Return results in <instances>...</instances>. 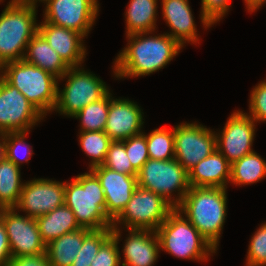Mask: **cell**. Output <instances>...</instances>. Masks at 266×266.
<instances>
[{
    "label": "cell",
    "instance_id": "1",
    "mask_svg": "<svg viewBox=\"0 0 266 266\" xmlns=\"http://www.w3.org/2000/svg\"><path fill=\"white\" fill-rule=\"evenodd\" d=\"M149 34L152 32L127 35V46L114 60L115 77L122 79L150 75L164 68L180 53L182 46L166 33L157 36Z\"/></svg>",
    "mask_w": 266,
    "mask_h": 266
},
{
    "label": "cell",
    "instance_id": "2",
    "mask_svg": "<svg viewBox=\"0 0 266 266\" xmlns=\"http://www.w3.org/2000/svg\"><path fill=\"white\" fill-rule=\"evenodd\" d=\"M227 188L191 187L176 209L218 250L227 215Z\"/></svg>",
    "mask_w": 266,
    "mask_h": 266
},
{
    "label": "cell",
    "instance_id": "3",
    "mask_svg": "<svg viewBox=\"0 0 266 266\" xmlns=\"http://www.w3.org/2000/svg\"><path fill=\"white\" fill-rule=\"evenodd\" d=\"M36 0H11L0 15V68L24 58L38 32Z\"/></svg>",
    "mask_w": 266,
    "mask_h": 266
},
{
    "label": "cell",
    "instance_id": "4",
    "mask_svg": "<svg viewBox=\"0 0 266 266\" xmlns=\"http://www.w3.org/2000/svg\"><path fill=\"white\" fill-rule=\"evenodd\" d=\"M70 182L65 181L64 204L72 210L79 226L89 230L112 228V221L105 214L106 199L97 176L89 170Z\"/></svg>",
    "mask_w": 266,
    "mask_h": 266
},
{
    "label": "cell",
    "instance_id": "5",
    "mask_svg": "<svg viewBox=\"0 0 266 266\" xmlns=\"http://www.w3.org/2000/svg\"><path fill=\"white\" fill-rule=\"evenodd\" d=\"M0 71L44 116L55 109L58 78L24 59L7 63Z\"/></svg>",
    "mask_w": 266,
    "mask_h": 266
},
{
    "label": "cell",
    "instance_id": "6",
    "mask_svg": "<svg viewBox=\"0 0 266 266\" xmlns=\"http://www.w3.org/2000/svg\"><path fill=\"white\" fill-rule=\"evenodd\" d=\"M160 249L176 258L208 261L216 250L188 219L174 208L157 228Z\"/></svg>",
    "mask_w": 266,
    "mask_h": 266
},
{
    "label": "cell",
    "instance_id": "7",
    "mask_svg": "<svg viewBox=\"0 0 266 266\" xmlns=\"http://www.w3.org/2000/svg\"><path fill=\"white\" fill-rule=\"evenodd\" d=\"M137 185L161 195L174 208L182 202L190 188L188 172L175 158L172 160L149 159L138 171ZM176 191L178 193L174 195Z\"/></svg>",
    "mask_w": 266,
    "mask_h": 266
},
{
    "label": "cell",
    "instance_id": "8",
    "mask_svg": "<svg viewBox=\"0 0 266 266\" xmlns=\"http://www.w3.org/2000/svg\"><path fill=\"white\" fill-rule=\"evenodd\" d=\"M67 79L60 90L58 83L57 103L53 111L67 117H74L88 104L103 98L109 88L102 79L84 68L70 67L58 81Z\"/></svg>",
    "mask_w": 266,
    "mask_h": 266
},
{
    "label": "cell",
    "instance_id": "9",
    "mask_svg": "<svg viewBox=\"0 0 266 266\" xmlns=\"http://www.w3.org/2000/svg\"><path fill=\"white\" fill-rule=\"evenodd\" d=\"M174 207L161 195L139 186L112 227L156 231ZM119 224V225H118Z\"/></svg>",
    "mask_w": 266,
    "mask_h": 266
},
{
    "label": "cell",
    "instance_id": "10",
    "mask_svg": "<svg viewBox=\"0 0 266 266\" xmlns=\"http://www.w3.org/2000/svg\"><path fill=\"white\" fill-rule=\"evenodd\" d=\"M44 115L2 76L0 79V133L26 132Z\"/></svg>",
    "mask_w": 266,
    "mask_h": 266
},
{
    "label": "cell",
    "instance_id": "11",
    "mask_svg": "<svg viewBox=\"0 0 266 266\" xmlns=\"http://www.w3.org/2000/svg\"><path fill=\"white\" fill-rule=\"evenodd\" d=\"M175 159L188 172L216 148V134L210 128L192 123L174 127Z\"/></svg>",
    "mask_w": 266,
    "mask_h": 266
},
{
    "label": "cell",
    "instance_id": "12",
    "mask_svg": "<svg viewBox=\"0 0 266 266\" xmlns=\"http://www.w3.org/2000/svg\"><path fill=\"white\" fill-rule=\"evenodd\" d=\"M45 5L44 21L89 34L99 12L98 0H36Z\"/></svg>",
    "mask_w": 266,
    "mask_h": 266
},
{
    "label": "cell",
    "instance_id": "13",
    "mask_svg": "<svg viewBox=\"0 0 266 266\" xmlns=\"http://www.w3.org/2000/svg\"><path fill=\"white\" fill-rule=\"evenodd\" d=\"M0 219L8 235L12 257L46 253L36 218L22 216L16 208H4L0 209Z\"/></svg>",
    "mask_w": 266,
    "mask_h": 266
},
{
    "label": "cell",
    "instance_id": "14",
    "mask_svg": "<svg viewBox=\"0 0 266 266\" xmlns=\"http://www.w3.org/2000/svg\"><path fill=\"white\" fill-rule=\"evenodd\" d=\"M256 122L243 111H235L228 118L221 133L216 134V148L230 164L254 152Z\"/></svg>",
    "mask_w": 266,
    "mask_h": 266
},
{
    "label": "cell",
    "instance_id": "15",
    "mask_svg": "<svg viewBox=\"0 0 266 266\" xmlns=\"http://www.w3.org/2000/svg\"><path fill=\"white\" fill-rule=\"evenodd\" d=\"M65 182L51 179H33L24 182L20 199L15 207L18 212L37 218L64 205Z\"/></svg>",
    "mask_w": 266,
    "mask_h": 266
},
{
    "label": "cell",
    "instance_id": "16",
    "mask_svg": "<svg viewBox=\"0 0 266 266\" xmlns=\"http://www.w3.org/2000/svg\"><path fill=\"white\" fill-rule=\"evenodd\" d=\"M91 171L100 181L106 199L105 214L113 222L137 188V176L122 174L103 165L96 166Z\"/></svg>",
    "mask_w": 266,
    "mask_h": 266
},
{
    "label": "cell",
    "instance_id": "17",
    "mask_svg": "<svg viewBox=\"0 0 266 266\" xmlns=\"http://www.w3.org/2000/svg\"><path fill=\"white\" fill-rule=\"evenodd\" d=\"M110 93L108 117L104 132L112 141H123L142 133V109L129 99H114ZM143 114V115H142Z\"/></svg>",
    "mask_w": 266,
    "mask_h": 266
},
{
    "label": "cell",
    "instance_id": "18",
    "mask_svg": "<svg viewBox=\"0 0 266 266\" xmlns=\"http://www.w3.org/2000/svg\"><path fill=\"white\" fill-rule=\"evenodd\" d=\"M38 32L69 67H82L87 54L82 34L45 21L38 24Z\"/></svg>",
    "mask_w": 266,
    "mask_h": 266
},
{
    "label": "cell",
    "instance_id": "19",
    "mask_svg": "<svg viewBox=\"0 0 266 266\" xmlns=\"http://www.w3.org/2000/svg\"><path fill=\"white\" fill-rule=\"evenodd\" d=\"M162 17L170 27L166 33L182 47L185 43L199 44L196 24L188 0H162Z\"/></svg>",
    "mask_w": 266,
    "mask_h": 266
},
{
    "label": "cell",
    "instance_id": "20",
    "mask_svg": "<svg viewBox=\"0 0 266 266\" xmlns=\"http://www.w3.org/2000/svg\"><path fill=\"white\" fill-rule=\"evenodd\" d=\"M128 237L123 246L122 266H153L160 252L156 231L127 229Z\"/></svg>",
    "mask_w": 266,
    "mask_h": 266
},
{
    "label": "cell",
    "instance_id": "21",
    "mask_svg": "<svg viewBox=\"0 0 266 266\" xmlns=\"http://www.w3.org/2000/svg\"><path fill=\"white\" fill-rule=\"evenodd\" d=\"M230 168L231 164L216 149L188 171L189 185L227 188L230 181Z\"/></svg>",
    "mask_w": 266,
    "mask_h": 266
},
{
    "label": "cell",
    "instance_id": "22",
    "mask_svg": "<svg viewBox=\"0 0 266 266\" xmlns=\"http://www.w3.org/2000/svg\"><path fill=\"white\" fill-rule=\"evenodd\" d=\"M23 59L58 79L70 68L39 32L29 41Z\"/></svg>",
    "mask_w": 266,
    "mask_h": 266
},
{
    "label": "cell",
    "instance_id": "23",
    "mask_svg": "<svg viewBox=\"0 0 266 266\" xmlns=\"http://www.w3.org/2000/svg\"><path fill=\"white\" fill-rule=\"evenodd\" d=\"M39 233L45 245L65 233L73 232L81 227L72 210L65 204L49 213L36 218Z\"/></svg>",
    "mask_w": 266,
    "mask_h": 266
},
{
    "label": "cell",
    "instance_id": "24",
    "mask_svg": "<svg viewBox=\"0 0 266 266\" xmlns=\"http://www.w3.org/2000/svg\"><path fill=\"white\" fill-rule=\"evenodd\" d=\"M91 230L80 228L65 233L46 245V254L51 266H72L73 261L82 248L84 237Z\"/></svg>",
    "mask_w": 266,
    "mask_h": 266
},
{
    "label": "cell",
    "instance_id": "25",
    "mask_svg": "<svg viewBox=\"0 0 266 266\" xmlns=\"http://www.w3.org/2000/svg\"><path fill=\"white\" fill-rule=\"evenodd\" d=\"M158 0H130L127 7L126 36L156 30Z\"/></svg>",
    "mask_w": 266,
    "mask_h": 266
},
{
    "label": "cell",
    "instance_id": "26",
    "mask_svg": "<svg viewBox=\"0 0 266 266\" xmlns=\"http://www.w3.org/2000/svg\"><path fill=\"white\" fill-rule=\"evenodd\" d=\"M23 185L20 167L5 157L0 162V209L17 206Z\"/></svg>",
    "mask_w": 266,
    "mask_h": 266
},
{
    "label": "cell",
    "instance_id": "27",
    "mask_svg": "<svg viewBox=\"0 0 266 266\" xmlns=\"http://www.w3.org/2000/svg\"><path fill=\"white\" fill-rule=\"evenodd\" d=\"M266 177V161L255 151L233 162L230 168V181L236 185H248Z\"/></svg>",
    "mask_w": 266,
    "mask_h": 266
},
{
    "label": "cell",
    "instance_id": "28",
    "mask_svg": "<svg viewBox=\"0 0 266 266\" xmlns=\"http://www.w3.org/2000/svg\"><path fill=\"white\" fill-rule=\"evenodd\" d=\"M110 104V91L101 99L88 104L74 117L81 121L80 131H104Z\"/></svg>",
    "mask_w": 266,
    "mask_h": 266
},
{
    "label": "cell",
    "instance_id": "29",
    "mask_svg": "<svg viewBox=\"0 0 266 266\" xmlns=\"http://www.w3.org/2000/svg\"><path fill=\"white\" fill-rule=\"evenodd\" d=\"M150 159L172 160L175 158L174 128L163 126L145 134Z\"/></svg>",
    "mask_w": 266,
    "mask_h": 266
},
{
    "label": "cell",
    "instance_id": "30",
    "mask_svg": "<svg viewBox=\"0 0 266 266\" xmlns=\"http://www.w3.org/2000/svg\"><path fill=\"white\" fill-rule=\"evenodd\" d=\"M82 151L91 158L89 169L103 164L112 140L104 131H80Z\"/></svg>",
    "mask_w": 266,
    "mask_h": 266
},
{
    "label": "cell",
    "instance_id": "31",
    "mask_svg": "<svg viewBox=\"0 0 266 266\" xmlns=\"http://www.w3.org/2000/svg\"><path fill=\"white\" fill-rule=\"evenodd\" d=\"M112 236L111 228L91 230L83 241L72 266H90L100 247Z\"/></svg>",
    "mask_w": 266,
    "mask_h": 266
},
{
    "label": "cell",
    "instance_id": "32",
    "mask_svg": "<svg viewBox=\"0 0 266 266\" xmlns=\"http://www.w3.org/2000/svg\"><path fill=\"white\" fill-rule=\"evenodd\" d=\"M119 227H112V236L100 247L90 266H121V254L118 247L121 238Z\"/></svg>",
    "mask_w": 266,
    "mask_h": 266
},
{
    "label": "cell",
    "instance_id": "33",
    "mask_svg": "<svg viewBox=\"0 0 266 266\" xmlns=\"http://www.w3.org/2000/svg\"><path fill=\"white\" fill-rule=\"evenodd\" d=\"M103 166L122 174L137 176L138 172L132 167L122 141H112L109 145Z\"/></svg>",
    "mask_w": 266,
    "mask_h": 266
},
{
    "label": "cell",
    "instance_id": "34",
    "mask_svg": "<svg viewBox=\"0 0 266 266\" xmlns=\"http://www.w3.org/2000/svg\"><path fill=\"white\" fill-rule=\"evenodd\" d=\"M28 131L26 132H7L5 136V155L8 160L13 162L16 166H21L25 162H29V157L33 155L32 147L26 142L25 138ZM21 147V148H20ZM24 152V158L18 157V151Z\"/></svg>",
    "mask_w": 266,
    "mask_h": 266
},
{
    "label": "cell",
    "instance_id": "35",
    "mask_svg": "<svg viewBox=\"0 0 266 266\" xmlns=\"http://www.w3.org/2000/svg\"><path fill=\"white\" fill-rule=\"evenodd\" d=\"M122 142L125 145L126 154L132 167L138 172L150 159L147 150L145 133L142 132L138 135L131 136Z\"/></svg>",
    "mask_w": 266,
    "mask_h": 266
},
{
    "label": "cell",
    "instance_id": "36",
    "mask_svg": "<svg viewBox=\"0 0 266 266\" xmlns=\"http://www.w3.org/2000/svg\"><path fill=\"white\" fill-rule=\"evenodd\" d=\"M249 242L246 266H266V222L257 229Z\"/></svg>",
    "mask_w": 266,
    "mask_h": 266
},
{
    "label": "cell",
    "instance_id": "37",
    "mask_svg": "<svg viewBox=\"0 0 266 266\" xmlns=\"http://www.w3.org/2000/svg\"><path fill=\"white\" fill-rule=\"evenodd\" d=\"M230 0H201L200 20L205 29L216 24L229 10Z\"/></svg>",
    "mask_w": 266,
    "mask_h": 266
},
{
    "label": "cell",
    "instance_id": "38",
    "mask_svg": "<svg viewBox=\"0 0 266 266\" xmlns=\"http://www.w3.org/2000/svg\"><path fill=\"white\" fill-rule=\"evenodd\" d=\"M248 114L256 123L266 121V80L261 81L252 89Z\"/></svg>",
    "mask_w": 266,
    "mask_h": 266
},
{
    "label": "cell",
    "instance_id": "39",
    "mask_svg": "<svg viewBox=\"0 0 266 266\" xmlns=\"http://www.w3.org/2000/svg\"><path fill=\"white\" fill-rule=\"evenodd\" d=\"M8 266H51L46 253L12 257Z\"/></svg>",
    "mask_w": 266,
    "mask_h": 266
},
{
    "label": "cell",
    "instance_id": "40",
    "mask_svg": "<svg viewBox=\"0 0 266 266\" xmlns=\"http://www.w3.org/2000/svg\"><path fill=\"white\" fill-rule=\"evenodd\" d=\"M11 249L8 241V235L3 221L0 219V266H8L10 263Z\"/></svg>",
    "mask_w": 266,
    "mask_h": 266
},
{
    "label": "cell",
    "instance_id": "41",
    "mask_svg": "<svg viewBox=\"0 0 266 266\" xmlns=\"http://www.w3.org/2000/svg\"><path fill=\"white\" fill-rule=\"evenodd\" d=\"M244 2L246 3L247 11L252 13L265 4L266 0H244Z\"/></svg>",
    "mask_w": 266,
    "mask_h": 266
},
{
    "label": "cell",
    "instance_id": "42",
    "mask_svg": "<svg viewBox=\"0 0 266 266\" xmlns=\"http://www.w3.org/2000/svg\"><path fill=\"white\" fill-rule=\"evenodd\" d=\"M6 157L5 155V136L0 133V162Z\"/></svg>",
    "mask_w": 266,
    "mask_h": 266
}]
</instances>
